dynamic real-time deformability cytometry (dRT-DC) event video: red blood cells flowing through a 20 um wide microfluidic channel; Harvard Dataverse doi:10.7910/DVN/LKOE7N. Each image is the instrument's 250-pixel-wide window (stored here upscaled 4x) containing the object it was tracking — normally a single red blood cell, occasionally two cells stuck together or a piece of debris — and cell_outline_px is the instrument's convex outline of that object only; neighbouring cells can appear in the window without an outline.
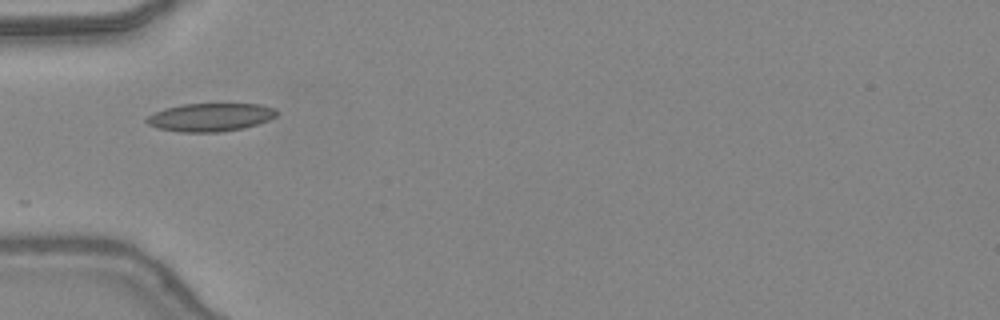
{"species": "common noctule bat (a hibernating species)", "species_latin": "Nyctalus noctula", "temperature_condition": "warm", "stored_images_in_passage": 3, "camera_frame_rate_fps": 3000, "um_per_image_px": 0.085, "animal": {"sex": "female", "body_mass_g": 24.6, "forearm_length_mm": 56.2}, "frame": {"image": 1, "passage_image": 1, "time_ms": 0.0, "image_size_px": [1000, 320], "cell_outline_px": [[280, 112], [276, 116], [268, 120], [244, 128], [220, 132], [180, 132], [156, 128], [148, 124], [144, 120], [148, 116], [164, 108], [180, 104], [260, 104], [276, 108]], "centroid_in_image_um": [17.89, 9.96], "position_along_channel_um": 67.1, "area_um2": 21.5}}